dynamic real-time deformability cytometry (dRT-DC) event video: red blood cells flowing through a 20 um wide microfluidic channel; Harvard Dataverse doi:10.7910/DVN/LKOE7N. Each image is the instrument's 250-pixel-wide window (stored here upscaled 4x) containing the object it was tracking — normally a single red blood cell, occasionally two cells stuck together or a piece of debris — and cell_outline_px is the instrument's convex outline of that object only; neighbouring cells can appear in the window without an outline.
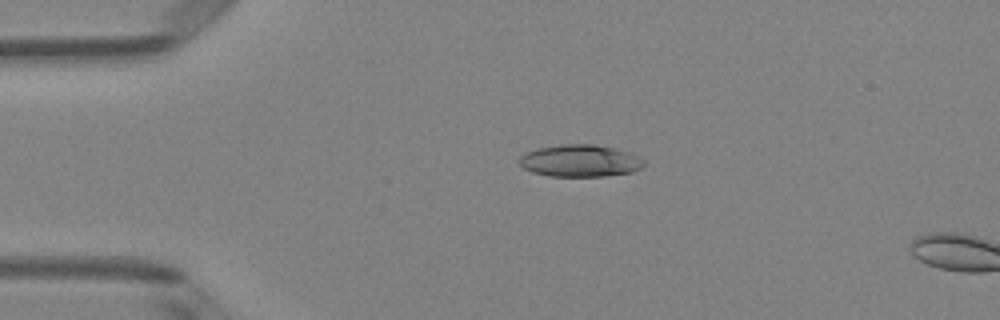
{"species": "Egyptian fruit bat (a non-hibernating species)", "species_latin": "Rousettus aegyptiacus", "temperature_condition": "room temperature", "stored_images_in_passage": 4, "camera_frame_rate_fps": 3000, "um_per_image_px": 0.085, "animal": {"sex": "female"}, "frame": {"image": 1, "passage_image": 3, "time_ms": 0.667, "image_size_px": [1000, 320], "cell_outline_px": [[644, 164], [640, 168], [632, 172], [604, 176], [548, 176], [532, 172], [524, 168], [520, 164], [520, 156], [536, 148], [560, 144], [592, 144], [616, 148], [628, 152], [644, 160]], "centroid_in_image_um": [49.29, 13.66], "position_along_channel_um": 35.7, "area_um2": 23.24}}